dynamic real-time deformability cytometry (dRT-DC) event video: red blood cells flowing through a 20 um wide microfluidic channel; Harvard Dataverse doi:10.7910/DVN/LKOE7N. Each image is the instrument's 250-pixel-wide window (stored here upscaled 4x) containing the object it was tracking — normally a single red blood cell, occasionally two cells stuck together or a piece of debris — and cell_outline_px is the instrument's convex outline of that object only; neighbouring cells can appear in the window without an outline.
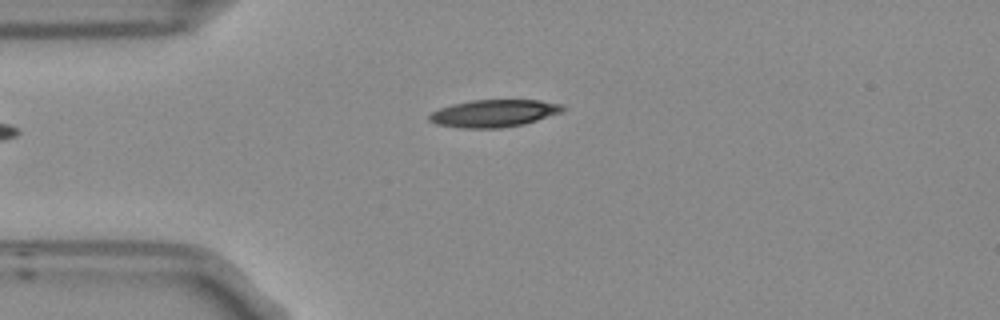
{"species": "Egyptian fruit bat (a non-hibernating species)", "species_latin": "Rousettus aegyptiacus", "temperature_condition": "room temperature", "stored_images_in_passage": 4, "camera_frame_rate_fps": 3000, "um_per_image_px": 0.085, "frame": {"image": 1, "passage_image": 4, "time_ms": 1.0, "image_size_px": [1000, 320], "cell_outline_px": [[564, 112], [524, 124], [500, 128], [464, 128], [436, 124], [428, 120], [428, 116], [432, 112], [440, 108], [452, 104], [472, 100], [540, 100], [564, 104]], "centroid_in_image_um": [42.02, 9.63], "position_along_channel_um": 43.0, "area_um2": 21.39}}